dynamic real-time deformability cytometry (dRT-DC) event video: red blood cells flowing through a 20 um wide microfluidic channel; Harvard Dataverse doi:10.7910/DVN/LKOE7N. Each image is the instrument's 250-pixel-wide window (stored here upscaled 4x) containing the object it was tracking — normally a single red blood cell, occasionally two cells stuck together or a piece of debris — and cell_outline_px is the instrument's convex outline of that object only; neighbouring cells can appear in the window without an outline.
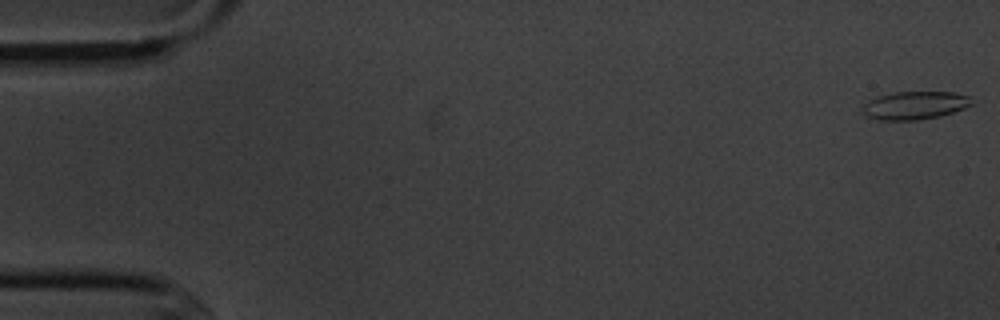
{"species": "common noctule bat (a hibernating species)", "species_latin": "Nyctalus noctula", "temperature_condition": "cold", "stored_images_in_passage": 6, "camera_frame_rate_fps": 3000, "um_per_image_px": 0.085, "animal": {"sex": "male", "body_mass_g": 20.1, "forearm_length_mm": 53.5}, "frame": {"image": 1, "passage_image": 1, "time_ms": 0.0, "image_size_px": [1000, 320], "cell_outline_px": [[972, 104], [964, 108], [940, 116], [916, 120], [880, 120], [868, 116], [864, 112], [864, 104], [868, 100], [880, 96], [896, 92], [952, 92], [968, 96]], "centroid_in_image_um": [77.76, 8.96], "position_along_channel_um": 7.2, "area_um2": 17.46}}
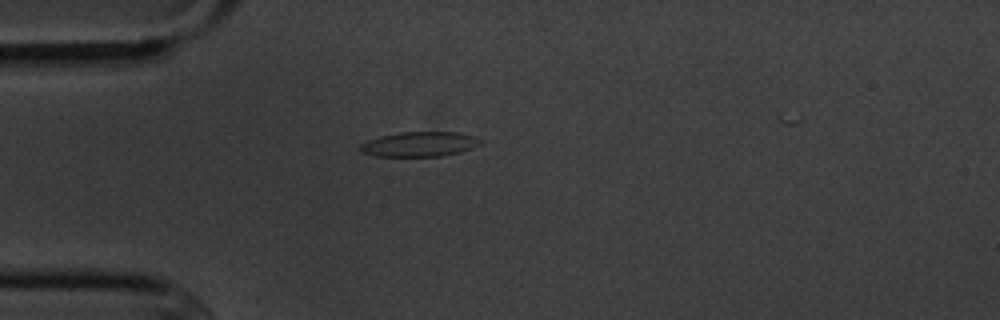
{"frame": {"image": 2, "passage_image": 5, "time_ms": 4.667, "image_size_px": [1000, 320], "cell_outline_px": [[484, 140], [480, 144], [472, 148], [460, 152], [440, 156], [376, 156], [360, 152], [360, 144], [368, 140], [380, 136], [400, 132], [460, 132]], "centroid_in_image_um": [35.66, 12.25], "position_along_channel_um": 49.3, "area_um2": 17.4}}